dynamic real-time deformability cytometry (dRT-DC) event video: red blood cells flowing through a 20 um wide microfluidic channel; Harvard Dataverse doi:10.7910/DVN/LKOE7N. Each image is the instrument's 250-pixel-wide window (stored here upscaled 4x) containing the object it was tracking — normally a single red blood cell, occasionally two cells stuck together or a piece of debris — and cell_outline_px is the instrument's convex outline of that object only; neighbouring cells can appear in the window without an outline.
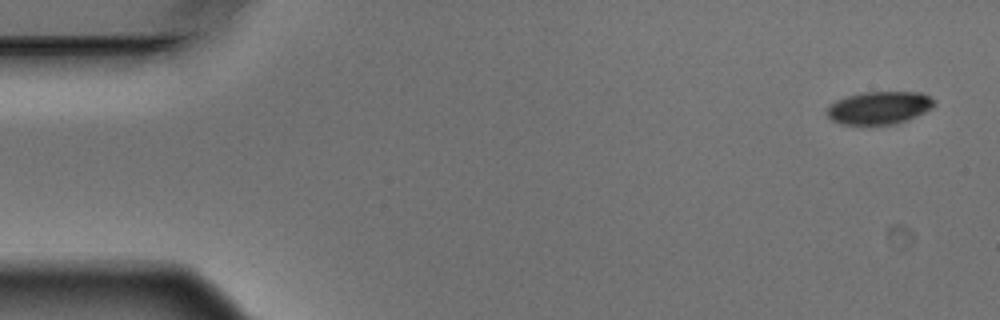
{"species": "Egyptian fruit bat (a non-hibernating species)", "species_latin": "Rousettus aegyptiacus", "temperature_condition": "warm", "stored_images_in_passage": 3, "camera_frame_rate_fps": 3000, "um_per_image_px": 0.085, "animal": {"sex": "male"}, "frame": {"image": 1, "passage_image": 1, "time_ms": 0.0, "image_size_px": [1000, 320], "cell_outline_px": [[936, 104], [932, 108], [908, 120], [896, 124], [840, 124], [832, 120], [828, 116], [828, 108], [836, 100], [860, 92], [924, 92], [936, 100]], "centroid_in_image_um": [74.79, 9.15], "position_along_channel_um": 10.2, "area_um2": 20.52}}